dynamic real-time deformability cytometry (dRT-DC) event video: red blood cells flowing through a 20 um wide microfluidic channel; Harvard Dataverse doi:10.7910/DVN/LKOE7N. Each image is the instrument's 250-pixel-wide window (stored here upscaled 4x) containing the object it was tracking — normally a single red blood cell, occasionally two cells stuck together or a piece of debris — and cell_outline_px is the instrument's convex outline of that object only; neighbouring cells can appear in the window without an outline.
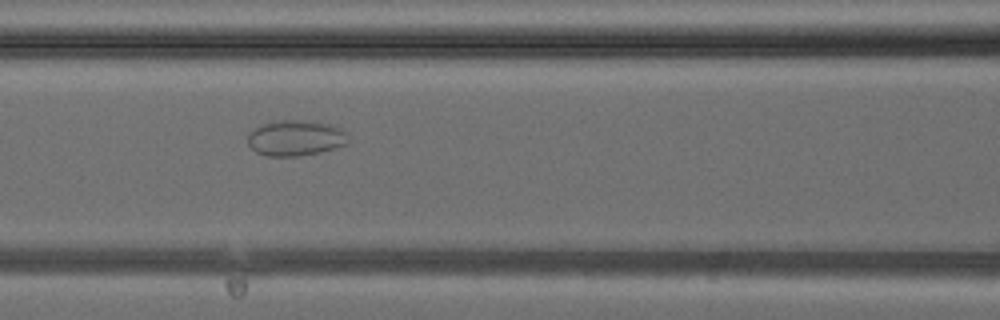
{"species": "common noctule bat (a hibernating species)", "species_latin": "Nyctalus noctula", "temperature_condition": "cold", "stored_images_in_passage": 26, "camera_frame_rate_fps": 3000, "um_per_image_px": 0.085, "animal": {"sex": "female", "body_mass_g": 24.6, "forearm_length_mm": 56.2}, "frame": {"image": 1, "passage_image": 5, "time_ms": 1.333, "image_size_px": [1000, 320], "cell_outline_px": [[348, 144], [320, 152], [300, 156], [264, 156], [256, 152], [248, 144], [248, 136], [256, 128], [264, 124], [280, 120], [312, 120], [336, 124], [348, 132]], "centroid_in_image_um": [25.21, 11.72], "position_along_channel_um": 141.4, "area_um2": 21.21}}
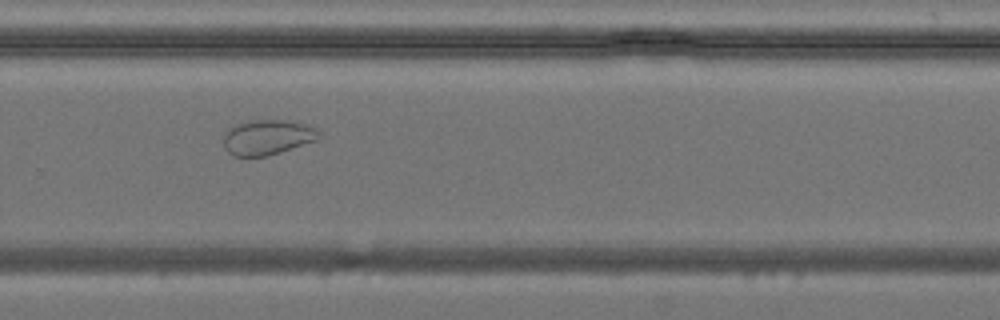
{"frame": {"image": 2, "passage_image": 15, "time_ms": 4.667, "image_size_px": [1000, 320], "cell_outline_px": [[320, 136], [316, 140], [268, 156], [232, 156], [224, 148], [224, 132], [228, 128], [236, 124], [252, 120], [292, 120], [308, 124], [316, 128], [320, 132]], "centroid_in_image_um": [22.73, 11.65], "position_along_channel_um": 307.1, "area_um2": 19.71}}